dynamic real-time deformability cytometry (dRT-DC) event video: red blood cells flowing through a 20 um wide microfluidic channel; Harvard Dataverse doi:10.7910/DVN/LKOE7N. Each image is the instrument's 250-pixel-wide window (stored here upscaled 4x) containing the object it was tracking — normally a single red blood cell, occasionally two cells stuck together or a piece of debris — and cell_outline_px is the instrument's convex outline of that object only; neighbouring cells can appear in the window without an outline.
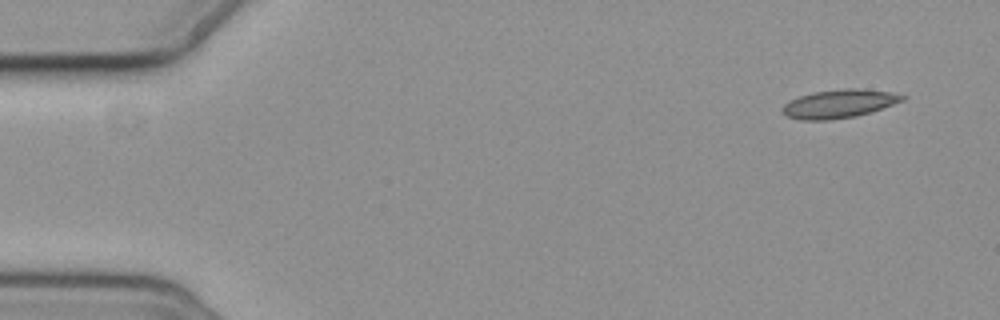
{"species": "common noctule bat (a hibernating species)", "species_latin": "Nyctalus noctula", "temperature_condition": "cold", "stored_images_in_passage": 6, "camera_frame_rate_fps": 3000, "um_per_image_px": 0.085, "animal": {"sex": "female", "body_mass_g": 19.3, "forearm_length_mm": 54.1}, "frame": {"image": 1, "passage_image": 1, "time_ms": 0.0, "image_size_px": [1000, 320], "cell_outline_px": [[908, 96], [904, 100], [856, 116], [828, 120], [800, 120], [788, 116], [780, 108], [788, 100], [812, 92], [848, 88], [856, 88], [892, 92]], "centroid_in_image_um": [71.29, 8.81], "position_along_channel_um": 13.7, "area_um2": 19.71}}
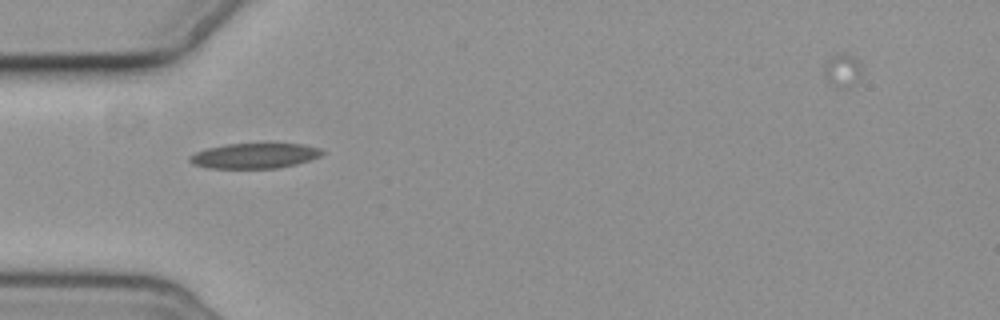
{"frame": {"image": 2, "passage_image": 5, "time_ms": 4.667, "image_size_px": [1000, 320], "cell_outline_px": [[324, 152], [320, 156], [296, 164], [276, 168], [208, 168], [192, 164], [188, 160], [188, 156], [196, 152], [208, 148], [224, 144], [304, 144], [320, 148]], "centroid_in_image_um": [21.6, 13.24], "position_along_channel_um": 63.4, "area_um2": 19.36}}
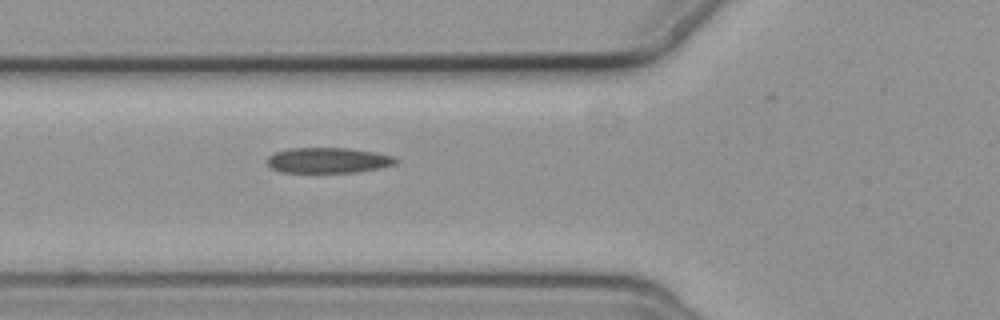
{"frame": {"image": 3, "passage_image": 6, "time_ms": 5.667, "image_size_px": [1000, 320], "cell_outline_px": [[400, 160], [396, 164], [380, 168], [356, 172], [280, 172], [272, 168], [268, 164], [268, 156], [276, 152], [288, 148], [348, 148], [372, 152], [392, 156]], "centroid_in_image_um": [27.9, 13.63], "position_along_channel_um": 97.9, "area_um2": 18.96}}